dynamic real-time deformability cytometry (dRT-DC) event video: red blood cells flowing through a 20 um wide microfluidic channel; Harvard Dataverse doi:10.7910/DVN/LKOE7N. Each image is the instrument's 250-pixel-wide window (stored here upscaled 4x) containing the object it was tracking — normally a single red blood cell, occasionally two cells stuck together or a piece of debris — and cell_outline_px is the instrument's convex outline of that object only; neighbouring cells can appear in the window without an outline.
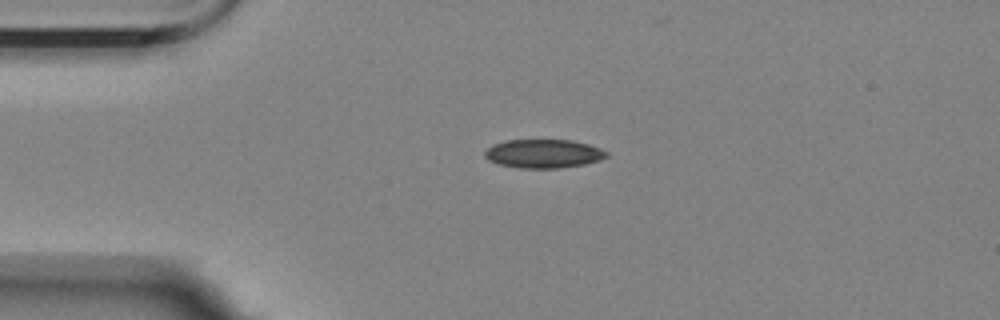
{"species": "Egyptian fruit bat (a non-hibernating species)", "species_latin": "Rousettus aegyptiacus", "temperature_condition": "room temperature", "stored_images_in_passage": 2, "camera_frame_rate_fps": 3000, "um_per_image_px": 0.085, "animal": {"sex": "female"}, "frame": {"image": 1, "passage_image": 2, "time_ms": 2.0, "image_size_px": [1000, 320], "cell_outline_px": [[608, 156], [600, 160], [584, 164], [560, 168], [520, 168], [500, 164], [488, 160], [484, 156], [484, 152], [492, 144], [504, 140], [572, 140], [588, 144], [600, 148], [608, 152]], "centroid_in_image_um": [46.19, 13.05], "position_along_channel_um": 38.8, "area_um2": 20.4}}